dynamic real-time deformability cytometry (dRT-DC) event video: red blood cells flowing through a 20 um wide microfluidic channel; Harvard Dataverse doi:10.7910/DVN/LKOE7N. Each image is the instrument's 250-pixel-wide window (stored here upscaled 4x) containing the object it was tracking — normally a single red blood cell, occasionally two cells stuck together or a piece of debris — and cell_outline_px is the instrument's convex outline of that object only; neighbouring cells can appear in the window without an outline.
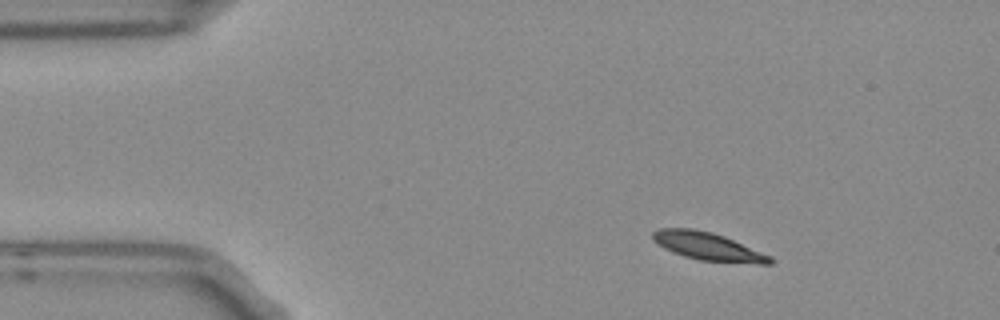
{"species": "Egyptian fruit bat (a non-hibernating species)", "species_latin": "Rousettus aegyptiacus", "temperature_condition": "room temperature", "stored_images_in_passage": 4, "camera_frame_rate_fps": 3000, "um_per_image_px": 0.085, "frame": {"image": 1, "passage_image": 1, "time_ms": 0.0, "image_size_px": [1000, 320], "cell_outline_px": [[776, 260], [772, 264], [756, 264], [700, 260], [684, 256], [672, 252], [664, 248], [652, 240], [652, 232], [660, 228], [692, 228], [712, 232], [724, 236], [772, 256]], "centroid_in_image_um": [60.21, 20.95], "position_along_channel_um": 24.8, "area_um2": 19.25}}
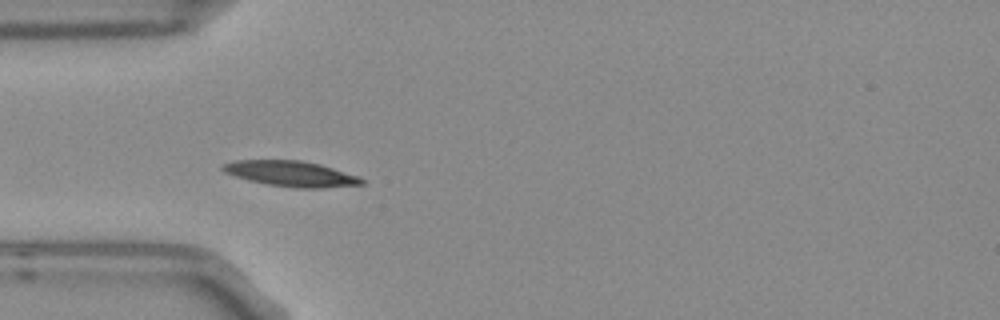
{"frame": {"image": 2, "passage_image": 3, "time_ms": 0.667, "image_size_px": [1000, 320], "cell_outline_px": [[364, 184], [324, 188], [296, 188], [268, 184], [248, 180], [224, 172], [220, 168], [220, 164], [236, 160], [300, 160], [320, 164], [360, 176], [364, 180]], "centroid_in_image_um": [24.74, 14.76], "position_along_channel_um": 60.3, "area_um2": 20.75}}
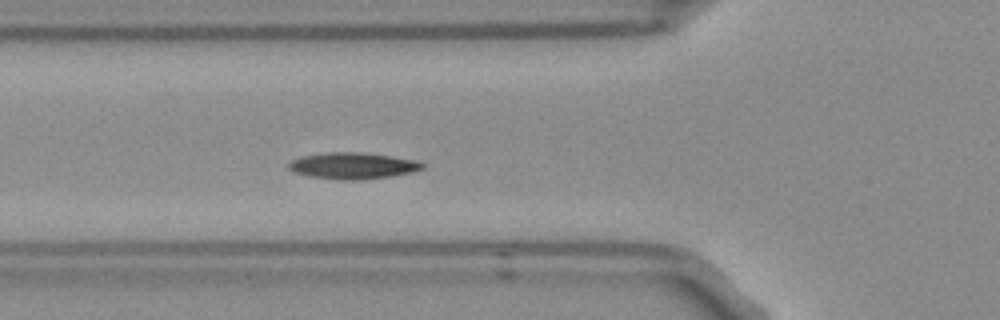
{"frame": {"image": 3, "passage_image": 4, "time_ms": 1.0, "image_size_px": [1000, 320], "cell_outline_px": [[424, 168], [412, 172], [392, 176], [360, 180], [340, 180], [312, 176], [292, 172], [288, 168], [288, 164], [292, 160], [300, 156], [324, 152], [360, 152], [388, 156], [412, 160], [424, 164]], "centroid_in_image_um": [29.93, 14.09], "position_along_channel_um": 95.9, "area_um2": 20.46}}